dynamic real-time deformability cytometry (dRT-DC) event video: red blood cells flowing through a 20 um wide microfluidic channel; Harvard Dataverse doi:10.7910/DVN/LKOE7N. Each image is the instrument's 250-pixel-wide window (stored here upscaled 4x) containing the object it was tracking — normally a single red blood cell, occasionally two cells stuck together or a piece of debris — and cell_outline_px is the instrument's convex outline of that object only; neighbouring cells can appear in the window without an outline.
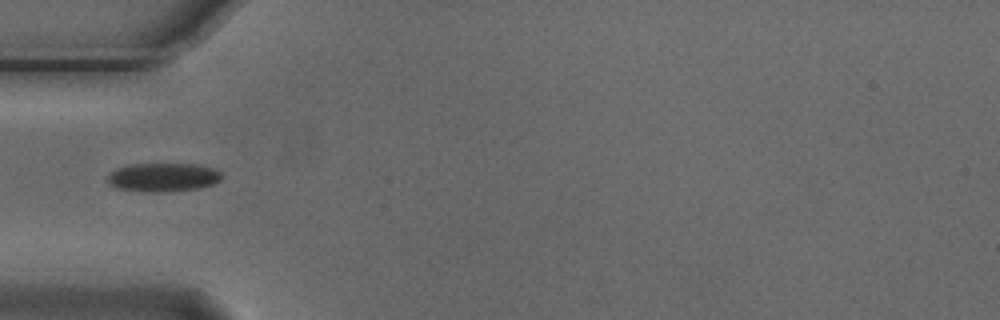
{"species": "Egyptian fruit bat (a non-hibernating species)", "species_latin": "Rousettus aegyptiacus", "temperature_condition": "cold", "stored_images_in_passage": 7, "camera_frame_rate_fps": 3000, "um_per_image_px": 0.085, "animal": {"sex": "male"}, "frame": {"image": 1, "passage_image": 5, "time_ms": 1.333, "image_size_px": [1000, 320], "cell_outline_px": [[224, 176], [220, 180], [212, 184], [200, 188], [168, 192], [140, 192], [116, 188], [108, 184], [108, 172], [116, 168], [132, 164], [196, 164], [212, 168], [220, 172]], "centroid_in_image_um": [13.83, 15.08], "position_along_channel_um": 71.2, "area_um2": 19.36}}
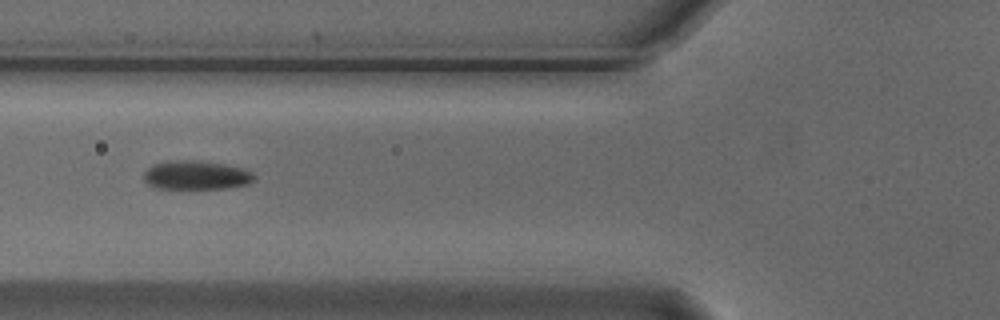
{"frame": {"image": 2, "passage_image": 6, "time_ms": 1.667, "image_size_px": [1000, 320], "cell_outline_px": [[256, 180], [248, 184], [224, 188], [156, 188], [148, 184], [144, 180], [144, 172], [152, 164], [168, 160], [200, 160], [224, 164], [244, 168], [252, 172], [256, 176]], "centroid_in_image_um": [16.69, 14.87], "position_along_channel_um": 109.1, "area_um2": 18.79}}
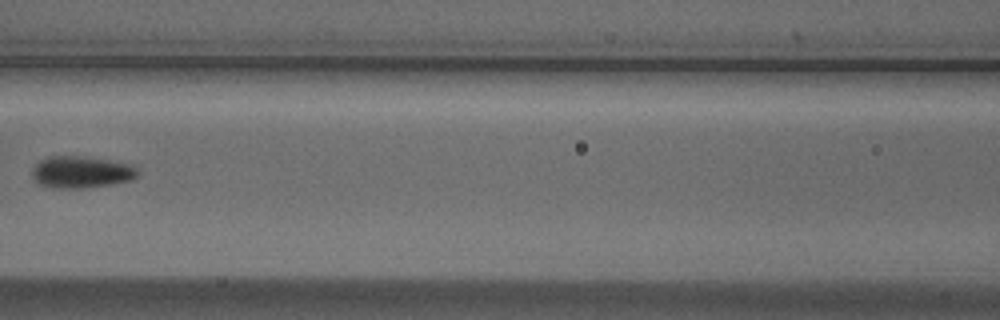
{"frame": {"image": 3, "passage_image": 7, "time_ms": 2.0, "image_size_px": [1000, 320], "cell_outline_px": [[140, 172], [132, 180], [112, 184], [84, 188], [56, 188], [36, 184], [32, 176], [32, 168], [40, 160], [48, 156], [80, 156], [108, 160], [132, 164]], "centroid_in_image_um": [6.89, 14.63], "position_along_channel_um": 159.7, "area_um2": 19.77}}